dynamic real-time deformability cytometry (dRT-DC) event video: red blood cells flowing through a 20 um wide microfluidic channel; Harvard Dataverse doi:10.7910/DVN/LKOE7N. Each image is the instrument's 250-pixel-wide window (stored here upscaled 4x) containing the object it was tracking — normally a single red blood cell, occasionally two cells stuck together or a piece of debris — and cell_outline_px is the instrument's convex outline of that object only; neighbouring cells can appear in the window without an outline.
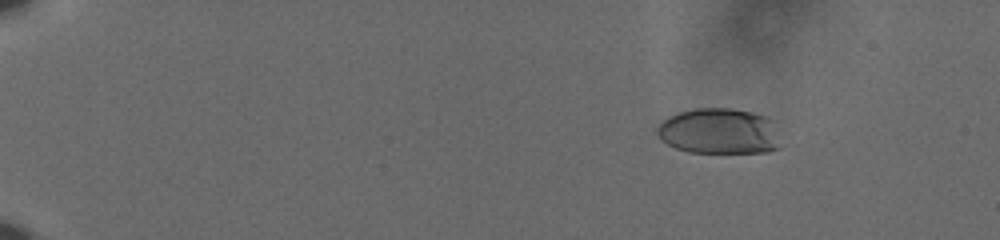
{"species": "human", "species_latin": "Homo sapiens", "temperature_condition": "cold", "stored_images_in_passage": 58, "camera_frame_rate_fps": 3000, "um_per_image_px": 0.085, "donor": {"sex": "male"}, "frame": {"image": 1, "passage_image": 7, "time_ms": 2.0, "image_size_px": [1000, 240], "cell_outline_px": [[780, 148], [768, 152], [688, 152], [676, 148], [668, 144], [656, 132], [656, 128], [668, 116], [676, 112], [696, 108], [728, 108], [752, 112], [768, 116], [772, 120]], "centroid_in_image_um": [61.12, 11.14], "position_along_channel_um": 23.9, "area_um2": 32.83}}
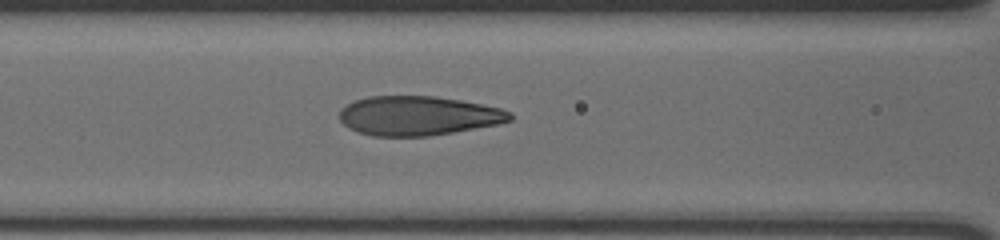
{"frame": {"image": 2, "passage_image": 27, "time_ms": 8.667, "image_size_px": [1000, 240], "cell_outline_px": [[512, 120], [500, 124], [428, 136], [372, 136], [356, 132], [348, 128], [340, 120], [340, 108], [356, 100], [368, 96], [436, 96], [460, 100], [500, 108], [512, 112]], "centroid_in_image_um": [35.54, 9.84], "position_along_channel_um": 131.1, "area_um2": 39.13}}
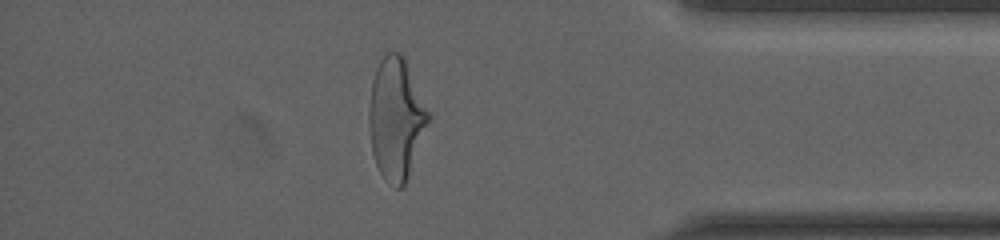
{"frame": {"image": 3, "passage_image": 51, "time_ms": 16.667, "image_size_px": [1000, 240], "cell_outline_px": [[432, 116], [408, 176], [404, 184], [400, 188], [396, 188], [388, 184], [384, 180], [376, 164], [372, 152], [368, 124], [368, 108], [372, 80], [376, 68], [380, 60], [388, 52], [400, 52], [404, 56]], "centroid_in_image_um": [33.67, 10.07], "position_along_channel_um": 401.5, "area_um2": 42.43}, "authors_computed_cell_mechanics": {"area_um2": 39.015, "velocity_mm_per_s": 3.6373, "shape_relaxation_time_tau1_ms": 5.8193, "shape_relaxation_time_tau2_ms": null, "deformation_change_tau1": 0.2061, "deformation_change_tau2": null}}